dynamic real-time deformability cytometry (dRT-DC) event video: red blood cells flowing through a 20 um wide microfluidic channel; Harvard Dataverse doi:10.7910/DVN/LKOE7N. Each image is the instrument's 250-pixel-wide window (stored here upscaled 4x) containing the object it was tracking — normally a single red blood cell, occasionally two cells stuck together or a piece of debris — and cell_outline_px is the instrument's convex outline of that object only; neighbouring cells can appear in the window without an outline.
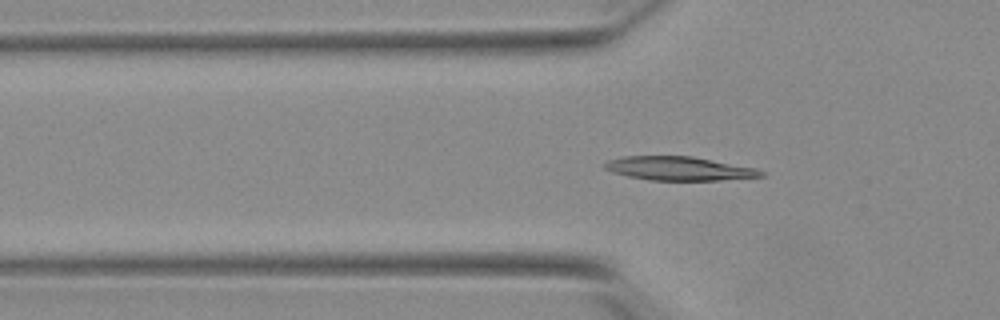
{"species": "Egyptian fruit bat (a non-hibernating species)", "species_latin": "Rousettus aegyptiacus", "temperature_condition": "warm", "stored_images_in_passage": 53, "camera_frame_rate_fps": 3000, "um_per_image_px": 0.085, "animal": {"sex": "female"}, "frame": {"image": 1, "passage_image": 18, "time_ms": 5.667, "image_size_px": [1000, 320], "cell_outline_px": [[764, 176], [720, 180], [648, 180], [628, 176], [612, 172], [604, 168], [604, 164], [608, 160], [624, 156], [692, 156], [756, 168], [764, 172]], "centroid_in_image_um": [57.7, 14.32], "position_along_channel_um": 68.1, "area_um2": 21.56}}
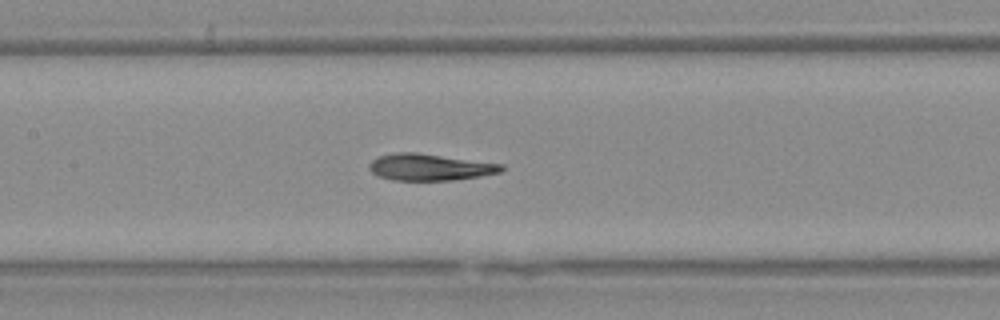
{"frame": {"image": 2, "passage_image": 26, "time_ms": 8.333, "image_size_px": [1000, 320], "cell_outline_px": [[504, 168], [500, 172], [480, 176], [456, 180], [392, 180], [376, 176], [368, 168], [368, 164], [372, 160], [380, 156], [396, 152], [416, 152], [504, 164]], "centroid_in_image_um": [36.51, 14.21], "position_along_channel_um": 170.9, "area_um2": 20.63}}
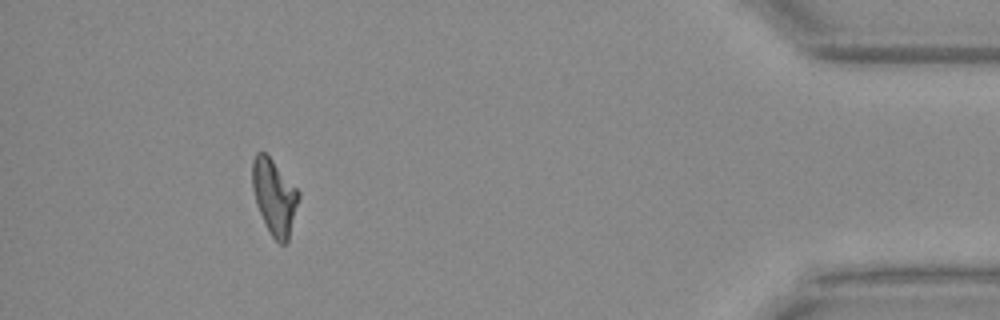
{"frame": {"image": 3, "passage_image": 49, "time_ms": 16.0, "image_size_px": [1000, 320], "cell_outline_px": [[300, 196], [288, 240], [284, 244], [280, 244], [272, 236], [256, 204], [252, 188], [252, 160], [256, 152], [264, 152], [272, 160], [300, 192]], "centroid_in_image_um": [23.31, 16.71], "position_along_channel_um": 411.9, "area_um2": 20.0}, "authors_computed_cell_mechanics": {"area_um2": 20.808, "velocity_mm_per_s": 3.8843, "shape_relaxation_time_tau1_ms": 9.4963, "shape_relaxation_time_tau2_ms": 1.7779, "deformation_change_tau1": 0.3035, "deformation_change_tau2": 0.0939}}